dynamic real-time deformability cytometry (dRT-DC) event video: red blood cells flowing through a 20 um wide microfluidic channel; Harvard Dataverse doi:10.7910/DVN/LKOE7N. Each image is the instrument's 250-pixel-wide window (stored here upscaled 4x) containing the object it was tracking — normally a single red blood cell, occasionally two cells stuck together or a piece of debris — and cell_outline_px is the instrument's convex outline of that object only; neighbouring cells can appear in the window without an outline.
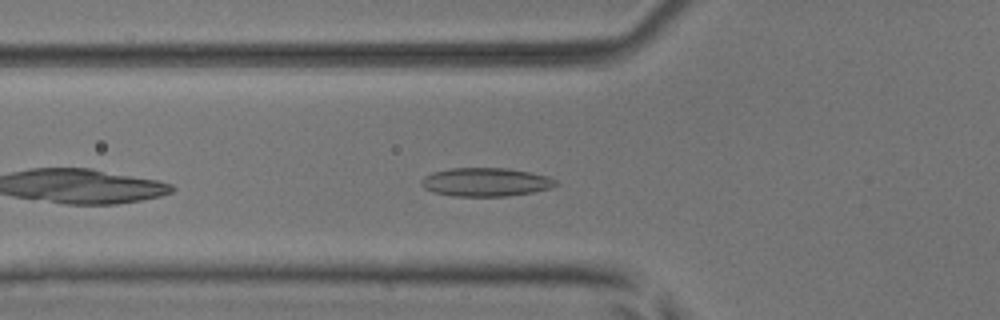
{"species": "common noctule bat (a hibernating species)", "species_latin": "Nyctalus noctula", "temperature_condition": "room temperature", "stored_images_in_passage": 36, "camera_frame_rate_fps": 3000, "um_per_image_px": 0.085, "animal": {"sex": "male", "body_mass_g": 17.9, "forearm_length_mm": 54.2}, "frame": {"image": 1, "passage_image": 6, "time_ms": 1.667, "image_size_px": [1000, 320], "cell_outline_px": [[560, 184], [548, 188], [532, 192], [508, 196], [452, 196], [432, 192], [424, 188], [420, 184], [420, 180], [424, 176], [432, 172], [452, 168], [504, 168], [528, 172], [548, 176], [556, 180]], "centroid_in_image_um": [41.24, 15.48], "position_along_channel_um": 84.6, "area_um2": 22.37}}
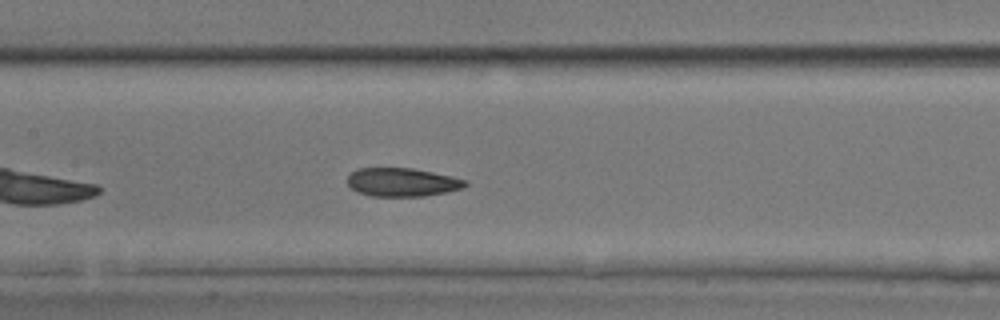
{"frame": {"image": 2, "passage_image": 13, "time_ms": 4.0, "image_size_px": [1000, 320], "cell_outline_px": [[468, 184], [464, 188], [424, 196], [372, 196], [356, 192], [348, 184], [348, 176], [356, 168], [412, 168], [432, 172], [468, 180]], "centroid_in_image_um": [34.18, 15.48], "position_along_channel_um": 173.2, "area_um2": 19.54}}
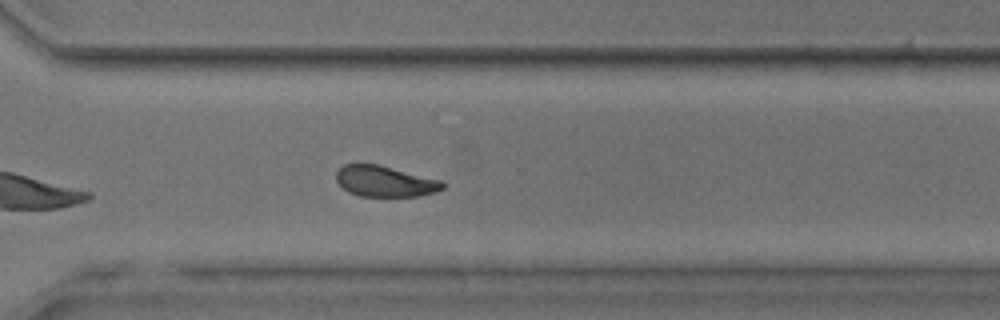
{"frame": {"image": 3, "passage_image": 26, "time_ms": 8.333, "image_size_px": [1000, 320], "cell_outline_px": [[448, 184], [444, 188], [436, 192], [420, 196], [360, 196], [348, 192], [336, 180], [336, 172], [344, 164], [380, 164], [440, 180]], "centroid_in_image_um": [32.75, 15.41], "position_along_channel_um": 337.9, "area_um2": 19.25}, "authors_computed_cell_mechanics": {"area_um2": 20.2011, "velocity_mm_per_s": 3.7987, "shape_relaxation_time_tau1_ms": 3.9724, "shape_relaxation_time_tau2_ms": 2.4052, "deformation_change_tau1": 0.0948, "deformation_change_tau2": 0.0672}}